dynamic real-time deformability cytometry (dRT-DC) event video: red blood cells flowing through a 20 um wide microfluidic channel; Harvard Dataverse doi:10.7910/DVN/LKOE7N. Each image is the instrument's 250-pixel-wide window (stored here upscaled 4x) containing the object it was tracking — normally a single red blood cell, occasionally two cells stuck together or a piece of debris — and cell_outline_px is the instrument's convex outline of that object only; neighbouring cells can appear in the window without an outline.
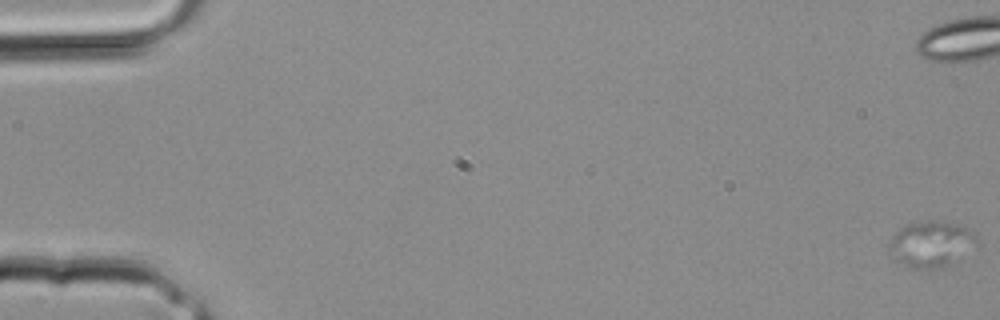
{"species": "common noctule bat (a hibernating species)", "species_latin": "Nyctalus noctula", "temperature_condition": "room temperature", "stored_images_in_passage": 36, "camera_frame_rate_fps": 3000, "um_per_image_px": 0.085, "animal": {"sex": "male", "body_mass_g": 20.4}, "frame": {"image": 1, "passage_image": 1, "time_ms": 0.0, "image_size_px": [1000, 320], "cell_outline_px": [[980, 240], [944, 268], [912, 268], [904, 264], [888, 248], [888, 244], [892, 236], [900, 228], [908, 224], [920, 220], [940, 220], [956, 224], [964, 228], [976, 236]], "centroid_in_image_um": [79.12, 20.7], "position_along_channel_um": 5.9, "area_um2": 22.83}}
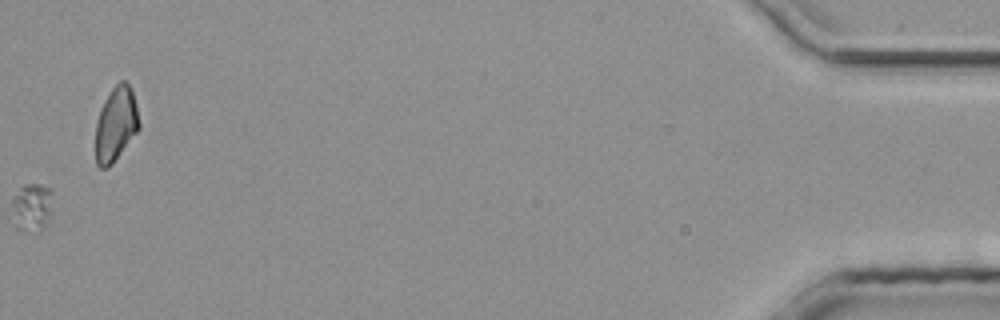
{"frame": {"image": 2, "passage_image": 36, "time_ms": 11.667, "image_size_px": [1000, 320], "cell_outline_px": [[140, 128], [112, 164], [108, 168], [100, 168], [96, 164], [96, 120], [100, 108], [104, 100], [112, 88], [120, 80], [124, 80], [132, 88], [136, 104], [140, 124]], "centroid_in_image_um": [9.85, 10.53], "position_along_channel_um": 425.4, "area_um2": 19.02}}